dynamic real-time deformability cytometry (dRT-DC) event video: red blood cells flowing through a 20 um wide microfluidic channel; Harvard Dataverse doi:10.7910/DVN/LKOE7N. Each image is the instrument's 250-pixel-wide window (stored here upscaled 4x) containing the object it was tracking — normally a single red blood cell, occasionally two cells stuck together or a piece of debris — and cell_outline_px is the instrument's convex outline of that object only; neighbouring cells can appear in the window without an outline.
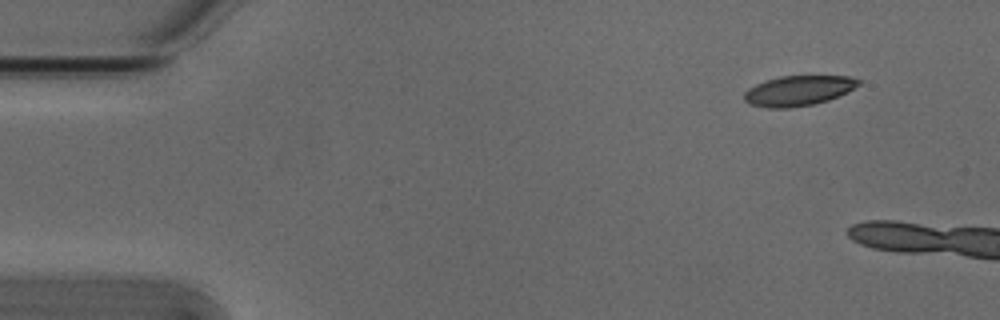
{"species": "Egyptian fruit bat (a non-hibernating species)", "species_latin": "Rousettus aegyptiacus", "temperature_condition": "cold", "stored_images_in_passage": 2, "camera_frame_rate_fps": 3000, "um_per_image_px": 0.085, "animal": {"sex": "male"}, "frame": {"image": 1, "passage_image": 1, "time_ms": 0.0, "image_size_px": [1000, 320], "cell_outline_px": [[864, 80], [860, 84], [848, 92], [828, 100], [812, 104], [788, 108], [768, 108], [748, 104], [744, 100], [744, 92], [748, 88], [764, 80], [780, 76], [852, 76]], "centroid_in_image_um": [67.87, 7.7], "position_along_channel_um": 17.1, "area_um2": 20.29}}